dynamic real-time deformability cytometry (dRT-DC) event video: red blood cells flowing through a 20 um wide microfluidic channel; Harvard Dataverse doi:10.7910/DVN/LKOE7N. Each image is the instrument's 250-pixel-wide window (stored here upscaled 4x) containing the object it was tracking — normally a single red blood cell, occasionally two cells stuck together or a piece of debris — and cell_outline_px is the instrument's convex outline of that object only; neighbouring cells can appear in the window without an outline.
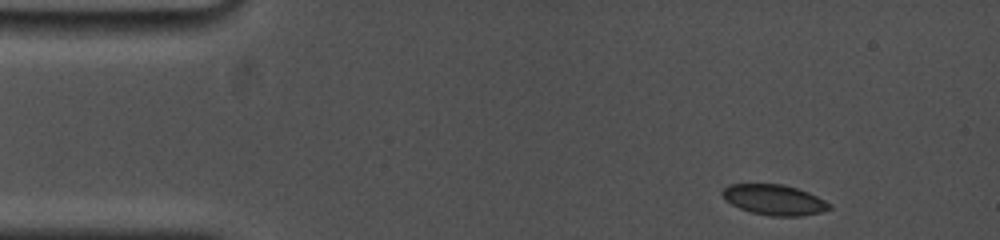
{"species": "common noctule bat (a hibernating species)", "species_latin": "Nyctalus noctula", "temperature_condition": "cold", "stored_images_in_passage": 5, "camera_frame_rate_fps": 5000, "um_per_image_px": 0.085, "animal": {"sex": "female", "body_mass_g": 19.0, "forearm_length_mm": 53.3}, "frame": {"image": 1, "passage_image": 1, "time_ms": 0.0, "image_size_px": [1000, 240], "cell_outline_px": [[832, 208], [820, 212], [804, 216], [772, 216], [752, 212], [740, 208], [724, 200], [720, 192], [728, 184], [784, 184], [808, 192], [832, 204]], "centroid_in_image_um": [65.8, 16.98], "position_along_channel_um": 19.2, "area_um2": 19.02}}